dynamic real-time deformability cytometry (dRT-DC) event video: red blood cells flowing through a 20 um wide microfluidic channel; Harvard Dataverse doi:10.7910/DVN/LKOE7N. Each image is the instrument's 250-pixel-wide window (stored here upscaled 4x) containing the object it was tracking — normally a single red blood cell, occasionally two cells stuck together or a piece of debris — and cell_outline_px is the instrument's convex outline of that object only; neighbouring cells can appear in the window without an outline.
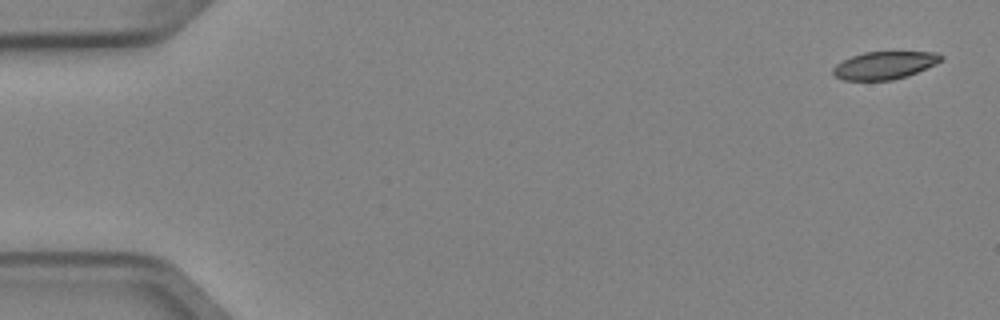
{"species": "Egyptian fruit bat (a non-hibernating species)", "species_latin": "Rousettus aegyptiacus", "temperature_condition": "cold", "stored_images_in_passage": 8, "camera_frame_rate_fps": 3000, "um_per_image_px": 0.085, "animal": {"sex": "female"}, "frame": {"image": 1, "passage_image": 1, "time_ms": 0.0, "image_size_px": [1000, 320], "cell_outline_px": [[944, 60], [936, 64], [908, 76], [892, 80], [844, 80], [836, 76], [832, 72], [832, 68], [836, 64], [852, 56], [864, 52], [936, 52], [944, 56]], "centroid_in_image_um": [75.22, 5.55], "position_along_channel_um": 9.8, "area_um2": 17.46}}
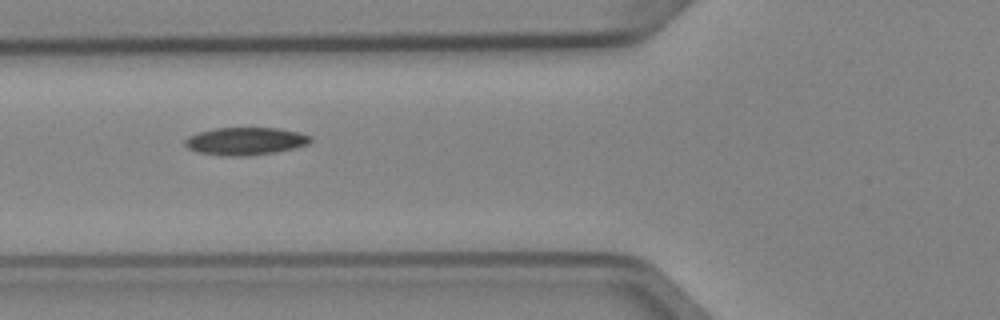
{"frame": {"image": 2, "passage_image": 6, "time_ms": 1.667, "image_size_px": [1000, 320], "cell_outline_px": [[312, 140], [308, 144], [296, 148], [276, 152], [248, 156], [220, 156], [196, 152], [188, 148], [184, 144], [184, 140], [188, 136], [196, 132], [216, 128], [276, 128], [300, 132], [312, 136]], "centroid_in_image_um": [20.85, 12.0], "position_along_channel_um": 105.0, "area_um2": 20.58}}
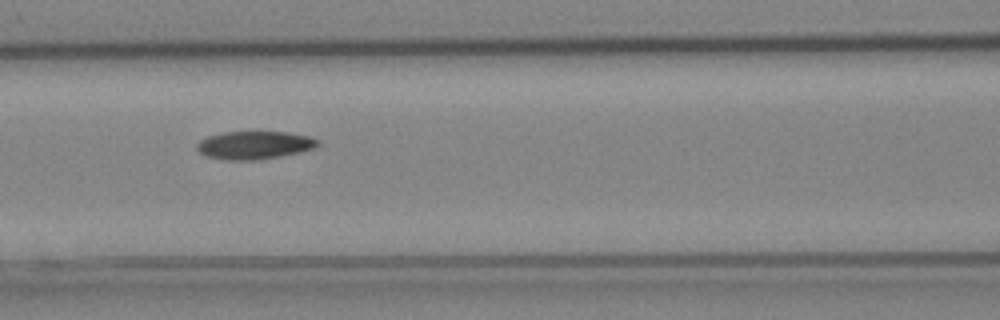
{"frame": {"image": 3, "passage_image": 7, "time_ms": 2.0, "image_size_px": [1000, 320], "cell_outline_px": [[320, 144], [312, 148], [300, 152], [280, 156], [256, 160], [228, 160], [204, 156], [196, 148], [196, 144], [200, 140], [208, 136], [224, 132], [288, 132], [308, 136], [320, 140]], "centroid_in_image_um": [21.61, 12.33], "position_along_channel_um": 145.0, "area_um2": 19.71}}